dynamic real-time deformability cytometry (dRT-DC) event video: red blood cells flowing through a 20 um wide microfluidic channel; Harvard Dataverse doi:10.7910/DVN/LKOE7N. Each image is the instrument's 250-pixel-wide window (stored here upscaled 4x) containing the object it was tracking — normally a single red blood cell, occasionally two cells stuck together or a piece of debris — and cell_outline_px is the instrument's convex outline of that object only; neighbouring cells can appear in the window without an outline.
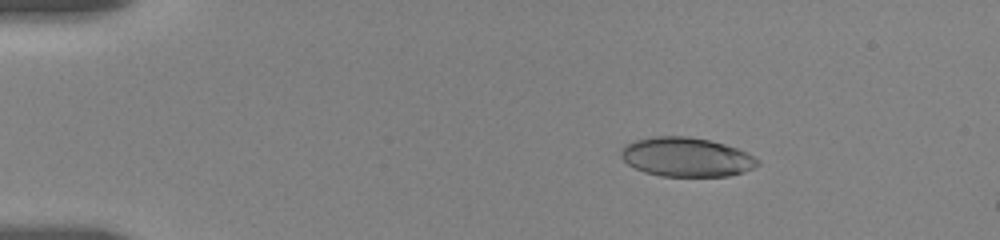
{"species": "human", "species_latin": "Homo sapiens", "temperature_condition": "room temperature", "stored_images_in_passage": 10, "camera_frame_rate_fps": 3000, "um_per_image_px": 0.085, "donor": {"sex": "female"}, "frame": {"image": 1, "passage_image": 2, "time_ms": 0.333, "image_size_px": [1000, 240], "cell_outline_px": [[760, 164], [744, 172], [728, 176], [660, 176], [644, 172], [628, 164], [620, 156], [620, 148], [624, 144], [636, 140], [656, 136], [688, 136], [708, 140], [724, 144], [748, 152], [760, 160]], "centroid_in_image_um": [58.34, 13.35], "position_along_channel_um": 26.7, "area_um2": 31.33}}